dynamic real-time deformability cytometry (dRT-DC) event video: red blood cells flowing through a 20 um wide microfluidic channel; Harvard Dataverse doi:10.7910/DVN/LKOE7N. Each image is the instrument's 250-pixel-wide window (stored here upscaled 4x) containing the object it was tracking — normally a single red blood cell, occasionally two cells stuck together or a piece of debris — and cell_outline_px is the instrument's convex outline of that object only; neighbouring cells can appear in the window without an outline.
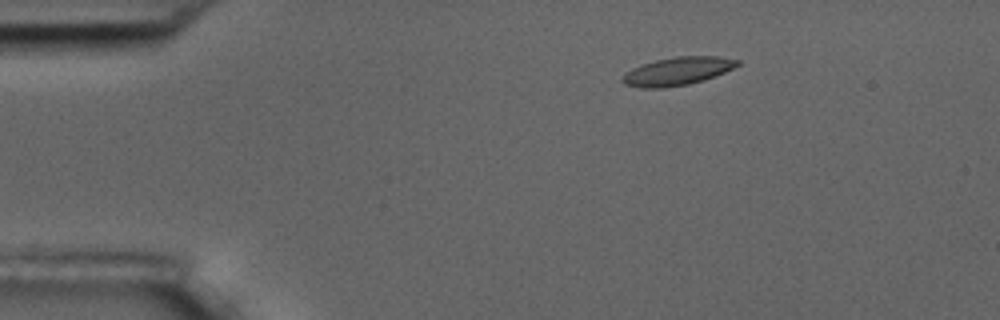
{"species": "common noctule bat (a hibernating species)", "species_latin": "Nyctalus noctula", "temperature_condition": "room temperature", "stored_images_in_passage": 5, "camera_frame_rate_fps": 3000, "um_per_image_px": 0.085, "animal": {"sex": "male", "body_mass_g": 17.5, "forearm_length_mm": 52.3}, "frame": {"image": 1, "passage_image": 3, "time_ms": 2.333, "image_size_px": [1000, 320], "cell_outline_px": [[740, 64], [724, 72], [704, 80], [688, 84], [660, 88], [644, 88], [624, 84], [620, 80], [624, 72], [632, 68], [656, 60], [676, 56], [720, 56], [740, 60]], "centroid_in_image_um": [57.57, 6.05], "position_along_channel_um": 27.4, "area_um2": 18.79}}